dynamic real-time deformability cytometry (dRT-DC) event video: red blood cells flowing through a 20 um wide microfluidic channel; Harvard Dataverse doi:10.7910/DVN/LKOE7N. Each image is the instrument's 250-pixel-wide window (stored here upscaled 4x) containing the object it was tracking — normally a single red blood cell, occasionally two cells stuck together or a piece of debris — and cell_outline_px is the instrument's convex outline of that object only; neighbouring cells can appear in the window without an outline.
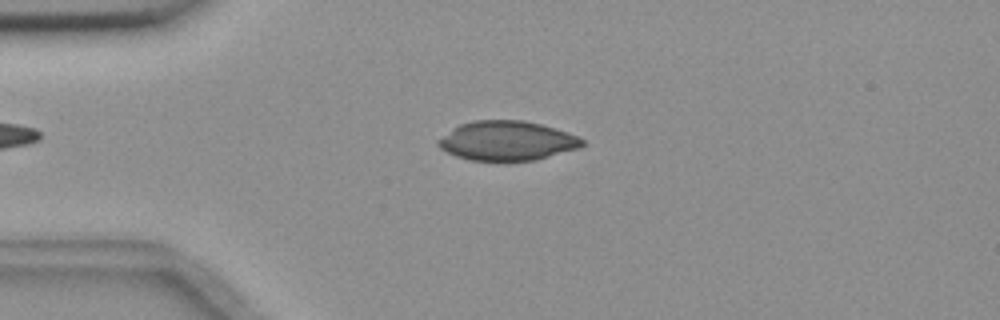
{"species": "common noctule bat (a hibernating species)", "species_latin": "Nyctalus noctula", "temperature_condition": "room temperature", "stored_images_in_passage": 41, "camera_frame_rate_fps": 3000, "um_per_image_px": 0.085, "animal": {"sex": "female", "body_mass_g": 18.4}, "frame": {"image": 1, "passage_image": 5, "time_ms": 1.333, "image_size_px": [1000, 320], "cell_outline_px": [[588, 144], [580, 148], [536, 160], [472, 160], [456, 156], [440, 148], [436, 144], [436, 140], [452, 128], [460, 124], [476, 120], [524, 120], [540, 124], [568, 132], [580, 136]], "centroid_in_image_um": [43.13, 11.96], "position_along_channel_um": 41.9, "area_um2": 33.23}}
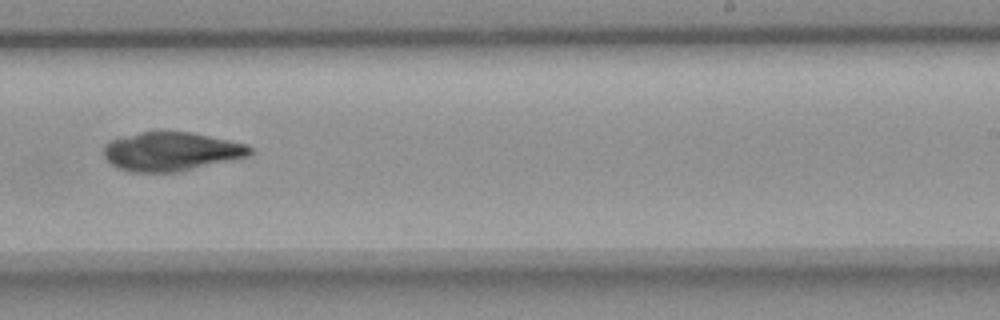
{"frame": {"image": 2, "passage_image": 26, "time_ms": 8.333, "image_size_px": [1000, 320], "cell_outline_px": [[252, 152], [248, 156], [180, 172], [128, 172], [116, 168], [104, 156], [104, 144], [112, 140], [140, 132], [188, 132], [228, 140], [244, 144], [252, 148]], "centroid_in_image_um": [14.52, 12.9], "position_along_channel_um": 274.5, "area_um2": 32.77}}
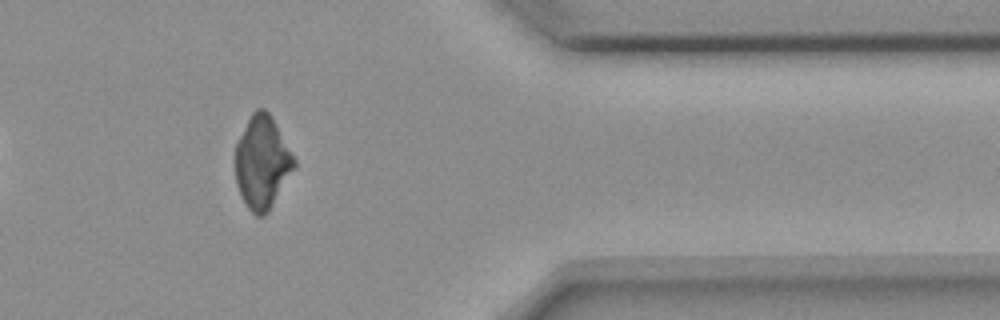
{"frame": {"image": 3, "passage_image": 37, "time_ms": 12.0, "image_size_px": [1000, 320], "cell_outline_px": [[296, 168], [268, 212], [264, 216], [256, 216], [248, 208], [240, 196], [236, 184], [236, 144], [252, 112], [256, 108], [264, 108], [272, 116], [296, 160]], "centroid_in_image_um": [22.3, 13.82], "position_along_channel_um": 389.1, "area_um2": 31.91}}